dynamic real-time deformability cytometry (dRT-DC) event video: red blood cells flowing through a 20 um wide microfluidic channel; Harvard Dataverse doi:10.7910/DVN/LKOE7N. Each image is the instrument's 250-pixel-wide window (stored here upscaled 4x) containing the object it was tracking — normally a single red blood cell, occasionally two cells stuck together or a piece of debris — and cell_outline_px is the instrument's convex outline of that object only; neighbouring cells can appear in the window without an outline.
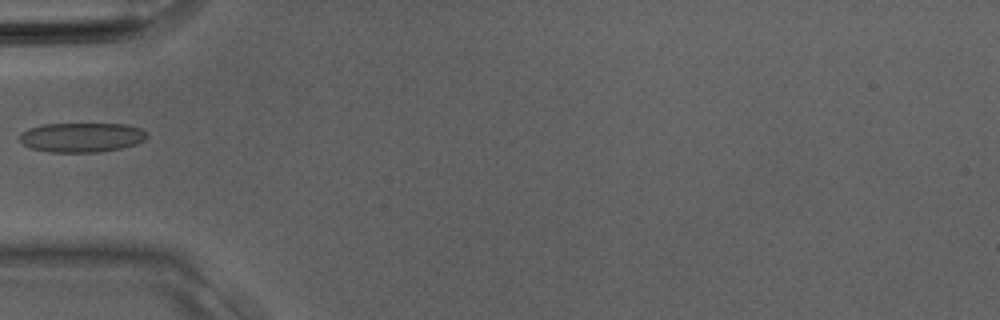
{"species": "Egyptian fruit bat (a non-hibernating species)", "species_latin": "Rousettus aegyptiacus", "temperature_condition": "room temperature", "stored_images_in_passage": 2, "camera_frame_rate_fps": 3000, "um_per_image_px": 0.085, "animal": {"sex": "male"}, "frame": {"image": 1, "passage_image": 2, "time_ms": 0.333, "image_size_px": [1000, 320], "cell_outline_px": [[148, 136], [144, 140], [136, 144], [120, 148], [100, 152], [52, 152], [32, 148], [24, 144], [20, 140], [20, 132], [28, 128], [44, 124], [128, 124], [140, 128], [148, 132]], "centroid_in_image_um": [6.97, 11.67], "position_along_channel_um": 78.0, "area_um2": 21.91}}